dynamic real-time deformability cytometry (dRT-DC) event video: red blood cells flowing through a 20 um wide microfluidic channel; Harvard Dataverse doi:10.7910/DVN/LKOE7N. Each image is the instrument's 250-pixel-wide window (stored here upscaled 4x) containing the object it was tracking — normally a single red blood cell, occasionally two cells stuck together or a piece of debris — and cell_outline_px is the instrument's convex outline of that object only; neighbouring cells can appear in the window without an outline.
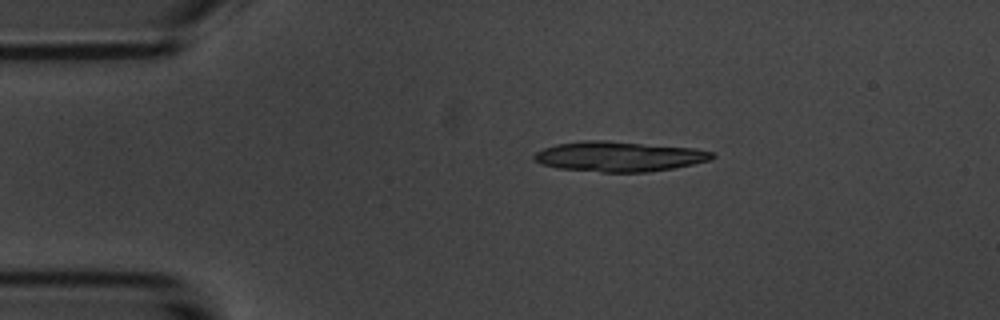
{"species": "common noctule bat (a hibernating species)", "species_latin": "Nyctalus noctula", "temperature_condition": "room temperature", "stored_images_in_passage": 2, "camera_frame_rate_fps": 3000, "um_per_image_px": 0.085, "animal": {"sex": "male", "body_mass_g": 20.1, "forearm_length_mm": 53.5}, "frame": {"image": 1, "passage_image": 1, "time_ms": 0.0, "image_size_px": [1000, 320], "cell_outline_px": [[716, 156], [712, 160], [672, 168], [648, 172], [600, 172], [556, 168], [540, 164], [532, 160], [532, 156], [536, 152], [544, 148], [556, 144], [580, 140], [608, 140], [692, 148], [712, 152]], "centroid_in_image_um": [52.56, 13.3], "position_along_channel_um": 32.4, "area_um2": 31.44}}